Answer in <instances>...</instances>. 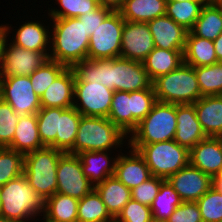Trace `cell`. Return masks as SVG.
Wrapping results in <instances>:
<instances>
[{"mask_svg": "<svg viewBox=\"0 0 222 222\" xmlns=\"http://www.w3.org/2000/svg\"><path fill=\"white\" fill-rule=\"evenodd\" d=\"M52 51L50 60L57 61L67 67L87 59L89 36L84 22L79 18H52ZM53 52V53H52Z\"/></svg>", "mask_w": 222, "mask_h": 222, "instance_id": "obj_1", "label": "cell"}, {"mask_svg": "<svg viewBox=\"0 0 222 222\" xmlns=\"http://www.w3.org/2000/svg\"><path fill=\"white\" fill-rule=\"evenodd\" d=\"M44 202L24 174L0 187V216L5 218L26 222L25 219L44 212Z\"/></svg>", "mask_w": 222, "mask_h": 222, "instance_id": "obj_2", "label": "cell"}, {"mask_svg": "<svg viewBox=\"0 0 222 222\" xmlns=\"http://www.w3.org/2000/svg\"><path fill=\"white\" fill-rule=\"evenodd\" d=\"M156 100L170 104H194L201 97L194 67L182 63L177 69L152 82Z\"/></svg>", "mask_w": 222, "mask_h": 222, "instance_id": "obj_3", "label": "cell"}, {"mask_svg": "<svg viewBox=\"0 0 222 222\" xmlns=\"http://www.w3.org/2000/svg\"><path fill=\"white\" fill-rule=\"evenodd\" d=\"M176 126V104L157 101L132 132L130 147L138 151L146 144L174 140Z\"/></svg>", "mask_w": 222, "mask_h": 222, "instance_id": "obj_4", "label": "cell"}, {"mask_svg": "<svg viewBox=\"0 0 222 222\" xmlns=\"http://www.w3.org/2000/svg\"><path fill=\"white\" fill-rule=\"evenodd\" d=\"M64 152L43 147L24 155L23 174L29 185L45 201L57 190V165Z\"/></svg>", "mask_w": 222, "mask_h": 222, "instance_id": "obj_5", "label": "cell"}, {"mask_svg": "<svg viewBox=\"0 0 222 222\" xmlns=\"http://www.w3.org/2000/svg\"><path fill=\"white\" fill-rule=\"evenodd\" d=\"M125 134L107 117L81 116L74 147L68 152L77 155L85 151H109L123 144Z\"/></svg>", "mask_w": 222, "mask_h": 222, "instance_id": "obj_6", "label": "cell"}, {"mask_svg": "<svg viewBox=\"0 0 222 222\" xmlns=\"http://www.w3.org/2000/svg\"><path fill=\"white\" fill-rule=\"evenodd\" d=\"M138 152L145 159L152 176L165 180L190 163L189 150L174 140L146 144Z\"/></svg>", "mask_w": 222, "mask_h": 222, "instance_id": "obj_7", "label": "cell"}, {"mask_svg": "<svg viewBox=\"0 0 222 222\" xmlns=\"http://www.w3.org/2000/svg\"><path fill=\"white\" fill-rule=\"evenodd\" d=\"M124 22L119 11H112L89 37L87 59L120 57Z\"/></svg>", "mask_w": 222, "mask_h": 222, "instance_id": "obj_8", "label": "cell"}, {"mask_svg": "<svg viewBox=\"0 0 222 222\" xmlns=\"http://www.w3.org/2000/svg\"><path fill=\"white\" fill-rule=\"evenodd\" d=\"M0 98L20 116L37 114L41 108L29 76L0 77Z\"/></svg>", "mask_w": 222, "mask_h": 222, "instance_id": "obj_9", "label": "cell"}, {"mask_svg": "<svg viewBox=\"0 0 222 222\" xmlns=\"http://www.w3.org/2000/svg\"><path fill=\"white\" fill-rule=\"evenodd\" d=\"M92 185L83 173L80 158L77 155L64 153L59 158L56 193L80 200L94 189Z\"/></svg>", "mask_w": 222, "mask_h": 222, "instance_id": "obj_10", "label": "cell"}, {"mask_svg": "<svg viewBox=\"0 0 222 222\" xmlns=\"http://www.w3.org/2000/svg\"><path fill=\"white\" fill-rule=\"evenodd\" d=\"M113 93L114 90L97 82H75L74 98L81 104L74 102L73 107L82 116L108 118Z\"/></svg>", "mask_w": 222, "mask_h": 222, "instance_id": "obj_11", "label": "cell"}, {"mask_svg": "<svg viewBox=\"0 0 222 222\" xmlns=\"http://www.w3.org/2000/svg\"><path fill=\"white\" fill-rule=\"evenodd\" d=\"M3 47L2 68L0 77L30 76L42 67L50 58L47 52L30 51L12 43Z\"/></svg>", "mask_w": 222, "mask_h": 222, "instance_id": "obj_12", "label": "cell"}, {"mask_svg": "<svg viewBox=\"0 0 222 222\" xmlns=\"http://www.w3.org/2000/svg\"><path fill=\"white\" fill-rule=\"evenodd\" d=\"M152 86L144 65L140 61L113 58L111 69V90L133 92Z\"/></svg>", "mask_w": 222, "mask_h": 222, "instance_id": "obj_13", "label": "cell"}, {"mask_svg": "<svg viewBox=\"0 0 222 222\" xmlns=\"http://www.w3.org/2000/svg\"><path fill=\"white\" fill-rule=\"evenodd\" d=\"M155 48L147 22L126 21L123 25L120 57L142 62Z\"/></svg>", "mask_w": 222, "mask_h": 222, "instance_id": "obj_14", "label": "cell"}, {"mask_svg": "<svg viewBox=\"0 0 222 222\" xmlns=\"http://www.w3.org/2000/svg\"><path fill=\"white\" fill-rule=\"evenodd\" d=\"M167 181L183 202H196L212 187V177L190 163L171 175Z\"/></svg>", "mask_w": 222, "mask_h": 222, "instance_id": "obj_15", "label": "cell"}, {"mask_svg": "<svg viewBox=\"0 0 222 222\" xmlns=\"http://www.w3.org/2000/svg\"><path fill=\"white\" fill-rule=\"evenodd\" d=\"M154 46L166 50L184 51L188 30L164 15L147 22Z\"/></svg>", "mask_w": 222, "mask_h": 222, "instance_id": "obj_16", "label": "cell"}, {"mask_svg": "<svg viewBox=\"0 0 222 222\" xmlns=\"http://www.w3.org/2000/svg\"><path fill=\"white\" fill-rule=\"evenodd\" d=\"M176 121L174 141L189 151L207 137L198 121L194 104H176Z\"/></svg>", "mask_w": 222, "mask_h": 222, "instance_id": "obj_17", "label": "cell"}, {"mask_svg": "<svg viewBox=\"0 0 222 222\" xmlns=\"http://www.w3.org/2000/svg\"><path fill=\"white\" fill-rule=\"evenodd\" d=\"M190 164L213 177L222 170V137L207 136L190 151Z\"/></svg>", "mask_w": 222, "mask_h": 222, "instance_id": "obj_18", "label": "cell"}, {"mask_svg": "<svg viewBox=\"0 0 222 222\" xmlns=\"http://www.w3.org/2000/svg\"><path fill=\"white\" fill-rule=\"evenodd\" d=\"M75 72L67 67L40 97L41 108H71L74 104Z\"/></svg>", "mask_w": 222, "mask_h": 222, "instance_id": "obj_19", "label": "cell"}, {"mask_svg": "<svg viewBox=\"0 0 222 222\" xmlns=\"http://www.w3.org/2000/svg\"><path fill=\"white\" fill-rule=\"evenodd\" d=\"M131 149V156L119 155L116 158L114 173V177L130 190L152 177L143 156L137 150Z\"/></svg>", "mask_w": 222, "mask_h": 222, "instance_id": "obj_20", "label": "cell"}, {"mask_svg": "<svg viewBox=\"0 0 222 222\" xmlns=\"http://www.w3.org/2000/svg\"><path fill=\"white\" fill-rule=\"evenodd\" d=\"M194 106L206 136L222 137V95L201 97Z\"/></svg>", "mask_w": 222, "mask_h": 222, "instance_id": "obj_21", "label": "cell"}, {"mask_svg": "<svg viewBox=\"0 0 222 222\" xmlns=\"http://www.w3.org/2000/svg\"><path fill=\"white\" fill-rule=\"evenodd\" d=\"M7 147L23 155L45 147L39 137L36 114L19 117L13 140Z\"/></svg>", "mask_w": 222, "mask_h": 222, "instance_id": "obj_22", "label": "cell"}, {"mask_svg": "<svg viewBox=\"0 0 222 222\" xmlns=\"http://www.w3.org/2000/svg\"><path fill=\"white\" fill-rule=\"evenodd\" d=\"M184 51L166 50L155 47L142 61L152 82L177 69L184 62Z\"/></svg>", "mask_w": 222, "mask_h": 222, "instance_id": "obj_23", "label": "cell"}, {"mask_svg": "<svg viewBox=\"0 0 222 222\" xmlns=\"http://www.w3.org/2000/svg\"><path fill=\"white\" fill-rule=\"evenodd\" d=\"M77 156L80 158L83 173L93 186L114 176L116 159L109 164L110 158L104 151H85Z\"/></svg>", "mask_w": 222, "mask_h": 222, "instance_id": "obj_24", "label": "cell"}, {"mask_svg": "<svg viewBox=\"0 0 222 222\" xmlns=\"http://www.w3.org/2000/svg\"><path fill=\"white\" fill-rule=\"evenodd\" d=\"M94 188L114 219L131 199V190L114 176L94 185Z\"/></svg>", "mask_w": 222, "mask_h": 222, "instance_id": "obj_25", "label": "cell"}, {"mask_svg": "<svg viewBox=\"0 0 222 222\" xmlns=\"http://www.w3.org/2000/svg\"><path fill=\"white\" fill-rule=\"evenodd\" d=\"M184 63L192 67L209 66L218 61L212 40L195 36L188 31L184 49Z\"/></svg>", "mask_w": 222, "mask_h": 222, "instance_id": "obj_26", "label": "cell"}, {"mask_svg": "<svg viewBox=\"0 0 222 222\" xmlns=\"http://www.w3.org/2000/svg\"><path fill=\"white\" fill-rule=\"evenodd\" d=\"M167 0H125L119 10L126 21L148 22L166 15Z\"/></svg>", "mask_w": 222, "mask_h": 222, "instance_id": "obj_27", "label": "cell"}, {"mask_svg": "<svg viewBox=\"0 0 222 222\" xmlns=\"http://www.w3.org/2000/svg\"><path fill=\"white\" fill-rule=\"evenodd\" d=\"M79 200L55 193L44 202V221L46 222H77Z\"/></svg>", "mask_w": 222, "mask_h": 222, "instance_id": "obj_28", "label": "cell"}, {"mask_svg": "<svg viewBox=\"0 0 222 222\" xmlns=\"http://www.w3.org/2000/svg\"><path fill=\"white\" fill-rule=\"evenodd\" d=\"M72 68L75 82H97L111 89L112 59H85Z\"/></svg>", "mask_w": 222, "mask_h": 222, "instance_id": "obj_29", "label": "cell"}, {"mask_svg": "<svg viewBox=\"0 0 222 222\" xmlns=\"http://www.w3.org/2000/svg\"><path fill=\"white\" fill-rule=\"evenodd\" d=\"M108 119L125 135L133 132V92L114 91Z\"/></svg>", "mask_w": 222, "mask_h": 222, "instance_id": "obj_30", "label": "cell"}, {"mask_svg": "<svg viewBox=\"0 0 222 222\" xmlns=\"http://www.w3.org/2000/svg\"><path fill=\"white\" fill-rule=\"evenodd\" d=\"M42 25L38 21L25 22L16 32V37L12 44L30 51L47 52L45 48L50 41L49 30Z\"/></svg>", "mask_w": 222, "mask_h": 222, "instance_id": "obj_31", "label": "cell"}, {"mask_svg": "<svg viewBox=\"0 0 222 222\" xmlns=\"http://www.w3.org/2000/svg\"><path fill=\"white\" fill-rule=\"evenodd\" d=\"M190 31L195 36L214 41L222 33V9L206 2Z\"/></svg>", "mask_w": 222, "mask_h": 222, "instance_id": "obj_32", "label": "cell"}, {"mask_svg": "<svg viewBox=\"0 0 222 222\" xmlns=\"http://www.w3.org/2000/svg\"><path fill=\"white\" fill-rule=\"evenodd\" d=\"M206 2L207 0H167L166 15L190 31L200 16L201 9Z\"/></svg>", "mask_w": 222, "mask_h": 222, "instance_id": "obj_33", "label": "cell"}, {"mask_svg": "<svg viewBox=\"0 0 222 222\" xmlns=\"http://www.w3.org/2000/svg\"><path fill=\"white\" fill-rule=\"evenodd\" d=\"M81 116L82 114L74 107L67 108L61 113L56 135L57 150L68 153L74 147Z\"/></svg>", "mask_w": 222, "mask_h": 222, "instance_id": "obj_34", "label": "cell"}, {"mask_svg": "<svg viewBox=\"0 0 222 222\" xmlns=\"http://www.w3.org/2000/svg\"><path fill=\"white\" fill-rule=\"evenodd\" d=\"M77 222H114L95 188L79 200Z\"/></svg>", "mask_w": 222, "mask_h": 222, "instance_id": "obj_35", "label": "cell"}, {"mask_svg": "<svg viewBox=\"0 0 222 222\" xmlns=\"http://www.w3.org/2000/svg\"><path fill=\"white\" fill-rule=\"evenodd\" d=\"M183 203L178 193L172 185L164 180L160 186V191L150 206L153 219L167 221L176 207Z\"/></svg>", "mask_w": 222, "mask_h": 222, "instance_id": "obj_36", "label": "cell"}, {"mask_svg": "<svg viewBox=\"0 0 222 222\" xmlns=\"http://www.w3.org/2000/svg\"><path fill=\"white\" fill-rule=\"evenodd\" d=\"M65 108H40L37 112L38 133L42 144L56 149L59 117Z\"/></svg>", "mask_w": 222, "mask_h": 222, "instance_id": "obj_37", "label": "cell"}, {"mask_svg": "<svg viewBox=\"0 0 222 222\" xmlns=\"http://www.w3.org/2000/svg\"><path fill=\"white\" fill-rule=\"evenodd\" d=\"M194 69L202 97L222 95V62Z\"/></svg>", "mask_w": 222, "mask_h": 222, "instance_id": "obj_38", "label": "cell"}, {"mask_svg": "<svg viewBox=\"0 0 222 222\" xmlns=\"http://www.w3.org/2000/svg\"><path fill=\"white\" fill-rule=\"evenodd\" d=\"M24 155L8 147H0V187L23 174Z\"/></svg>", "mask_w": 222, "mask_h": 222, "instance_id": "obj_39", "label": "cell"}, {"mask_svg": "<svg viewBox=\"0 0 222 222\" xmlns=\"http://www.w3.org/2000/svg\"><path fill=\"white\" fill-rule=\"evenodd\" d=\"M67 68L57 61L48 60L42 67L34 71L30 76L32 88L41 97L50 84Z\"/></svg>", "mask_w": 222, "mask_h": 222, "instance_id": "obj_40", "label": "cell"}, {"mask_svg": "<svg viewBox=\"0 0 222 222\" xmlns=\"http://www.w3.org/2000/svg\"><path fill=\"white\" fill-rule=\"evenodd\" d=\"M203 222H219L222 220V194L211 187L196 201Z\"/></svg>", "mask_w": 222, "mask_h": 222, "instance_id": "obj_41", "label": "cell"}, {"mask_svg": "<svg viewBox=\"0 0 222 222\" xmlns=\"http://www.w3.org/2000/svg\"><path fill=\"white\" fill-rule=\"evenodd\" d=\"M62 11L50 10L51 18H77L94 11L98 6V0H57Z\"/></svg>", "mask_w": 222, "mask_h": 222, "instance_id": "obj_42", "label": "cell"}, {"mask_svg": "<svg viewBox=\"0 0 222 222\" xmlns=\"http://www.w3.org/2000/svg\"><path fill=\"white\" fill-rule=\"evenodd\" d=\"M20 115L0 98V147H7L13 140Z\"/></svg>", "mask_w": 222, "mask_h": 222, "instance_id": "obj_43", "label": "cell"}, {"mask_svg": "<svg viewBox=\"0 0 222 222\" xmlns=\"http://www.w3.org/2000/svg\"><path fill=\"white\" fill-rule=\"evenodd\" d=\"M156 102L153 85L148 89L133 91V131L149 114Z\"/></svg>", "mask_w": 222, "mask_h": 222, "instance_id": "obj_44", "label": "cell"}, {"mask_svg": "<svg viewBox=\"0 0 222 222\" xmlns=\"http://www.w3.org/2000/svg\"><path fill=\"white\" fill-rule=\"evenodd\" d=\"M152 220L153 215L150 206L132 199L114 219L115 222H151Z\"/></svg>", "mask_w": 222, "mask_h": 222, "instance_id": "obj_45", "label": "cell"}, {"mask_svg": "<svg viewBox=\"0 0 222 222\" xmlns=\"http://www.w3.org/2000/svg\"><path fill=\"white\" fill-rule=\"evenodd\" d=\"M164 180L163 178L152 176L147 181L131 190V199L151 206Z\"/></svg>", "mask_w": 222, "mask_h": 222, "instance_id": "obj_46", "label": "cell"}, {"mask_svg": "<svg viewBox=\"0 0 222 222\" xmlns=\"http://www.w3.org/2000/svg\"><path fill=\"white\" fill-rule=\"evenodd\" d=\"M166 222H203L196 202H183Z\"/></svg>", "mask_w": 222, "mask_h": 222, "instance_id": "obj_47", "label": "cell"}, {"mask_svg": "<svg viewBox=\"0 0 222 222\" xmlns=\"http://www.w3.org/2000/svg\"><path fill=\"white\" fill-rule=\"evenodd\" d=\"M112 12L109 8L99 5L94 11L79 16V20L84 22L86 33L90 37L96 28L104 21V19Z\"/></svg>", "mask_w": 222, "mask_h": 222, "instance_id": "obj_48", "label": "cell"}, {"mask_svg": "<svg viewBox=\"0 0 222 222\" xmlns=\"http://www.w3.org/2000/svg\"><path fill=\"white\" fill-rule=\"evenodd\" d=\"M99 5L109 8L112 11H119L125 2V0H98Z\"/></svg>", "mask_w": 222, "mask_h": 222, "instance_id": "obj_49", "label": "cell"}, {"mask_svg": "<svg viewBox=\"0 0 222 222\" xmlns=\"http://www.w3.org/2000/svg\"><path fill=\"white\" fill-rule=\"evenodd\" d=\"M9 27L8 26H0V72H1V68H2V57H3V47H4V43L6 41L7 38V34Z\"/></svg>", "mask_w": 222, "mask_h": 222, "instance_id": "obj_50", "label": "cell"}, {"mask_svg": "<svg viewBox=\"0 0 222 222\" xmlns=\"http://www.w3.org/2000/svg\"><path fill=\"white\" fill-rule=\"evenodd\" d=\"M212 187L222 194V170L212 177Z\"/></svg>", "mask_w": 222, "mask_h": 222, "instance_id": "obj_51", "label": "cell"}, {"mask_svg": "<svg viewBox=\"0 0 222 222\" xmlns=\"http://www.w3.org/2000/svg\"><path fill=\"white\" fill-rule=\"evenodd\" d=\"M218 61L222 62V33L213 41Z\"/></svg>", "mask_w": 222, "mask_h": 222, "instance_id": "obj_52", "label": "cell"}, {"mask_svg": "<svg viewBox=\"0 0 222 222\" xmlns=\"http://www.w3.org/2000/svg\"><path fill=\"white\" fill-rule=\"evenodd\" d=\"M207 2L217 8L222 9V0H207Z\"/></svg>", "mask_w": 222, "mask_h": 222, "instance_id": "obj_53", "label": "cell"}, {"mask_svg": "<svg viewBox=\"0 0 222 222\" xmlns=\"http://www.w3.org/2000/svg\"><path fill=\"white\" fill-rule=\"evenodd\" d=\"M0 222H19V221L8 219V218H5L3 216H0Z\"/></svg>", "mask_w": 222, "mask_h": 222, "instance_id": "obj_54", "label": "cell"}, {"mask_svg": "<svg viewBox=\"0 0 222 222\" xmlns=\"http://www.w3.org/2000/svg\"><path fill=\"white\" fill-rule=\"evenodd\" d=\"M151 222H166V221H160V220H152Z\"/></svg>", "mask_w": 222, "mask_h": 222, "instance_id": "obj_55", "label": "cell"}]
</instances>
